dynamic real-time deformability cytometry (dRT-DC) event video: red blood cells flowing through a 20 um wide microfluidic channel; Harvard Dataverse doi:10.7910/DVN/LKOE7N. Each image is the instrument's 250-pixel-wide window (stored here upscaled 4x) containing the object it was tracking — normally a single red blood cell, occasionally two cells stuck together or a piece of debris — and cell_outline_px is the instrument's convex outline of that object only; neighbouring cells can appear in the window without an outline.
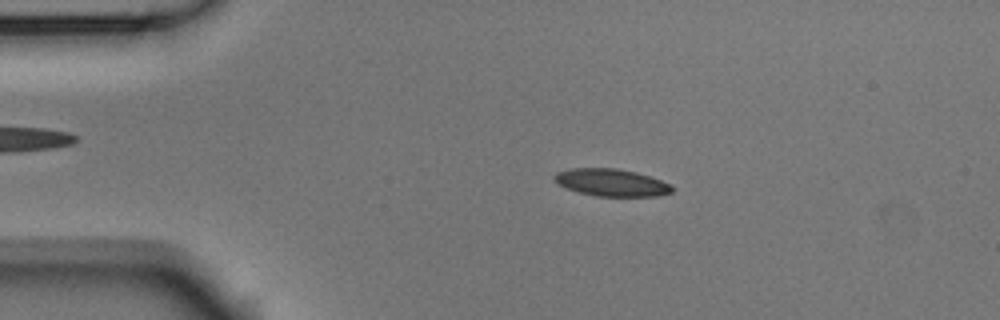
{"species": "Egyptian fruit bat (a non-hibernating species)", "species_latin": "Rousettus aegyptiacus", "temperature_condition": "room temperature", "stored_images_in_passage": 53, "camera_frame_rate_fps": 3000, "um_per_image_px": 0.085, "animal": {"sex": "male"}, "frame": {"image": 1, "passage_image": 10, "time_ms": 3.0, "image_size_px": [1000, 320], "cell_outline_px": [[672, 192], [656, 196], [596, 196], [580, 192], [568, 188], [560, 184], [552, 176], [556, 172], [568, 168], [616, 168], [636, 172], [660, 180], [668, 184], [672, 188]], "centroid_in_image_um": [51.94, 15.5], "position_along_channel_um": 33.1, "area_um2": 18.44}}
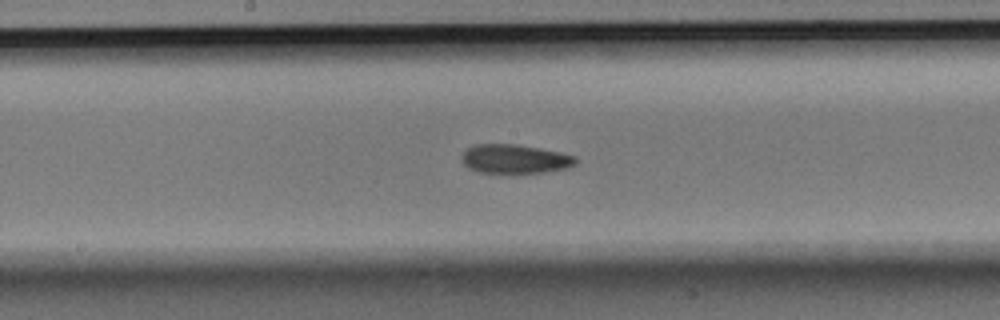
{"frame": {"image": 2, "passage_image": 27, "time_ms": 8.667, "image_size_px": [1000, 320], "cell_outline_px": [[576, 164], [568, 168], [544, 172], [480, 172], [468, 168], [460, 160], [460, 156], [468, 148], [476, 144], [512, 144], [540, 148], [560, 152], [576, 156]], "centroid_in_image_um": [43.76, 13.5], "position_along_channel_um": 204.4, "area_um2": 19.13}}
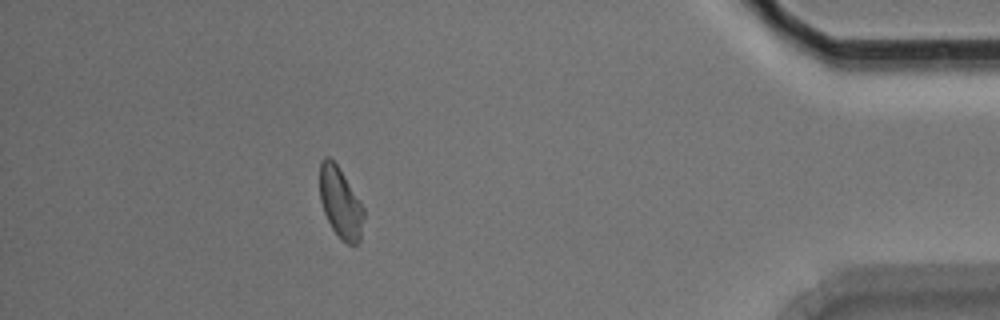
{"frame": {"image": 3, "passage_image": 47, "time_ms": 15.333, "image_size_px": [1000, 320], "cell_outline_px": [[364, 216], [360, 240], [356, 244], [348, 244], [332, 228], [324, 212], [320, 200], [320, 160], [324, 156], [328, 156], [336, 164], [364, 208]], "centroid_in_image_um": [28.93, 17.22], "position_along_channel_um": 406.3, "area_um2": 17.69}, "authors_computed_cell_mechanics": {"area_um2": 18.9584, "velocity_mm_per_s": 3.7602, "shape_relaxation_time_tau1_ms": 4.9751, "shape_relaxation_time_tau2_ms": 4.2906, "deformation_change_tau1": 0.1279, "deformation_change_tau2": 0.1022}}